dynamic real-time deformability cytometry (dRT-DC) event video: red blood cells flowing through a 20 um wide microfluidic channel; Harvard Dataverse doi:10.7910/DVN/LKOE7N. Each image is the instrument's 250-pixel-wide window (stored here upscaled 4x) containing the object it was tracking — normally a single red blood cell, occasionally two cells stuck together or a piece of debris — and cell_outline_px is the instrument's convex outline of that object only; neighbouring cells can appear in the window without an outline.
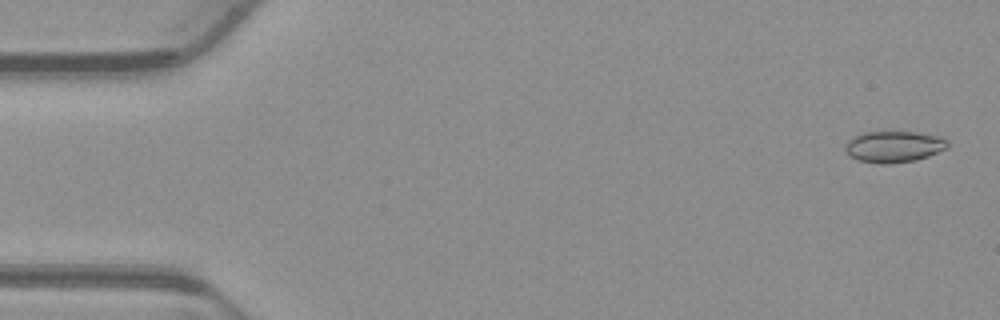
{"species": "common noctule bat (a hibernating species)", "species_latin": "Nyctalus noctula", "temperature_condition": "warm", "stored_images_in_passage": 53, "camera_frame_rate_fps": 3000, "um_per_image_px": 0.085, "animal": {"sex": "male", "body_mass_g": 23.1, "forearm_length_mm": 52.7}, "frame": {"image": 1, "passage_image": 2, "time_ms": 0.333, "image_size_px": [1000, 320], "cell_outline_px": [[948, 148], [928, 156], [916, 160], [888, 164], [880, 164], [860, 160], [848, 156], [844, 152], [844, 144], [852, 136], [860, 132], [916, 132], [936, 136], [948, 140]], "centroid_in_image_um": [75.92, 12.46], "position_along_channel_um": 9.1, "area_um2": 18.9}}
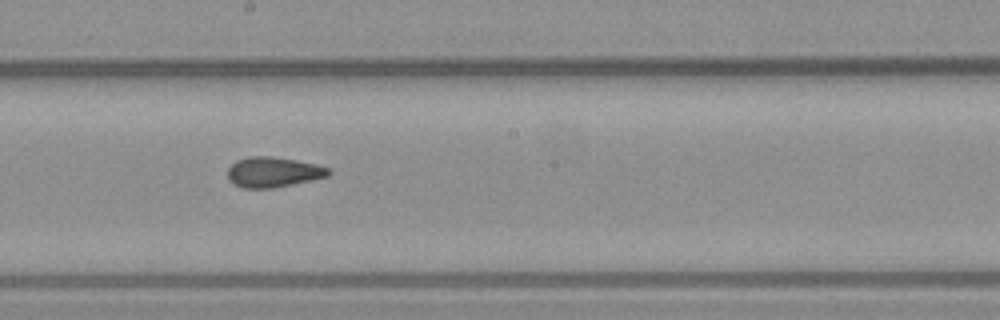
{"frame": {"image": 2, "passage_image": 29, "time_ms": 9.333, "image_size_px": [1000, 320], "cell_outline_px": [[332, 172], [328, 176], [312, 180], [272, 188], [244, 188], [232, 184], [228, 180], [228, 168], [236, 160], [248, 156], [272, 156], [296, 160], [316, 164], [332, 168]], "centroid_in_image_um": [23.23, 14.62], "position_along_channel_um": 225.0, "area_um2": 17.98}}
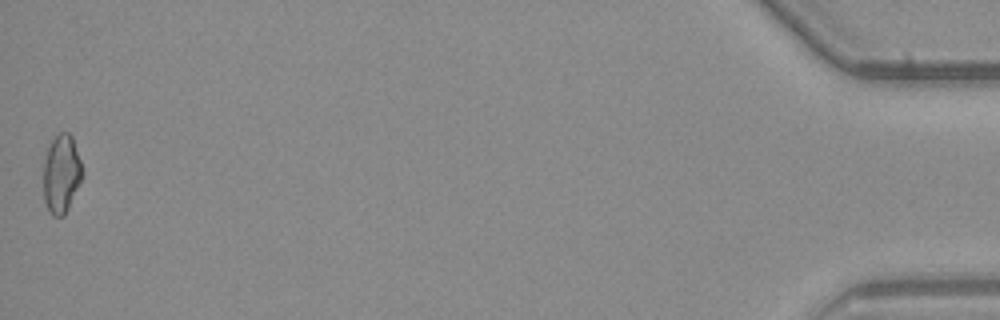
{"frame": {"image": 3, "passage_image": 53, "time_ms": 17.333, "image_size_px": [1000, 320], "cell_outline_px": [[84, 176], [64, 216], [52, 216], [44, 200], [44, 160], [48, 144], [60, 132], [68, 132], [72, 136], [84, 172]], "centroid_in_image_um": [5.23, 14.77], "position_along_channel_um": 430.0, "area_um2": 17.86}, "authors_computed_cell_mechanics": {"area_um2": 17.8602, "velocity_mm_per_s": 3.8797, "shape_relaxation_time_tau1_ms": null, "shape_relaxation_time_tau2_ms": 1.3622, "deformation_change_tau1": null, "deformation_change_tau2": 0.0621}}